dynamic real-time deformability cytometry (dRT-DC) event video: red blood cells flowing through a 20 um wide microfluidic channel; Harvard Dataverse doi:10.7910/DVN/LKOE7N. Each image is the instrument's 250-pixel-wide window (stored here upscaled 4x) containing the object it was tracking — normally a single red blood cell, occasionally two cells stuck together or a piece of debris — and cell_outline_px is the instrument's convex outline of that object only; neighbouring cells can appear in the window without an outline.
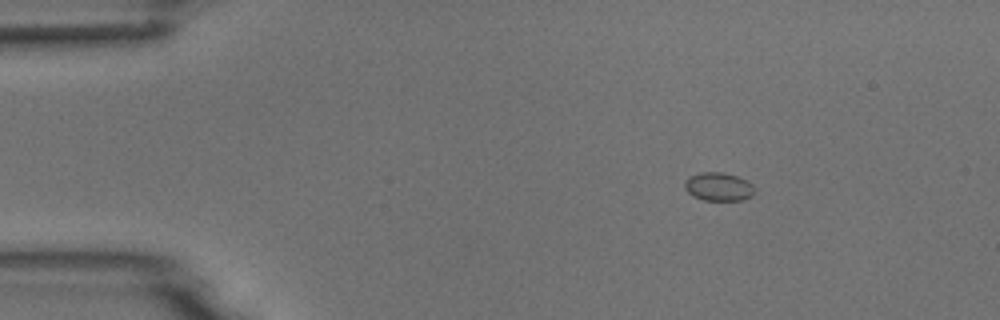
{"species": "common noctule bat (a hibernating species)", "species_latin": "Nyctalus noctula", "temperature_condition": "room temperature", "stored_images_in_passage": 3, "camera_frame_rate_fps": 3000, "um_per_image_px": 0.085, "animal": {"sex": "male", "body_mass_g": 18.8}, "frame": {"image": 1, "passage_image": 1, "time_ms": 0.0, "image_size_px": [1000, 320], "cell_outline_px": [[756, 192], [752, 196], [740, 200], [704, 200], [692, 196], [684, 188], [684, 180], [688, 176], [700, 172], [720, 172], [736, 176], [752, 184]], "centroid_in_image_um": [61.04, 15.87], "position_along_channel_um": 24.0, "area_um2": 11.62}}